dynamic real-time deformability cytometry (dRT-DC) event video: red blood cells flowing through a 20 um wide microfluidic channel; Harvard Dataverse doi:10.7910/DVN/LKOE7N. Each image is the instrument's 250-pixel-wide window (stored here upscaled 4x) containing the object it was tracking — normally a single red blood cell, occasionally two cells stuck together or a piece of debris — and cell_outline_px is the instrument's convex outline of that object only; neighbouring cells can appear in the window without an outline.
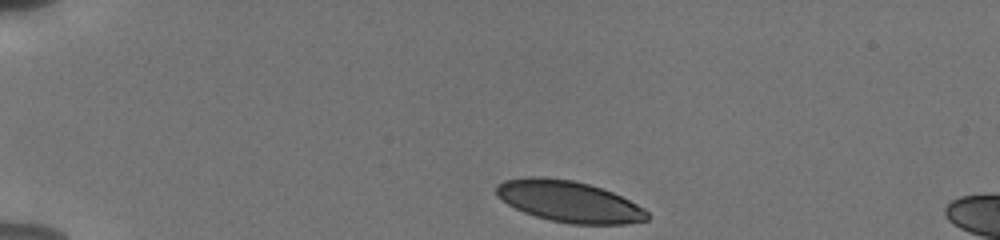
{"species": "human", "species_latin": "Homo sapiens", "temperature_condition": "cold", "stored_images_in_passage": 40, "camera_frame_rate_fps": 3000, "um_per_image_px": 0.085, "donor": {"sex": "male"}, "frame": {"image": 1, "passage_image": 1, "time_ms": 0.0, "image_size_px": [1000, 240], "cell_outline_px": [[648, 220], [624, 224], [568, 224], [536, 216], [524, 212], [508, 204], [496, 196], [496, 184], [504, 180], [528, 176], [544, 176], [572, 180], [588, 184], [612, 192], [644, 208], [648, 212]], "centroid_in_image_um": [48.33, 17.11], "position_along_channel_um": 36.7, "area_um2": 36.24}}
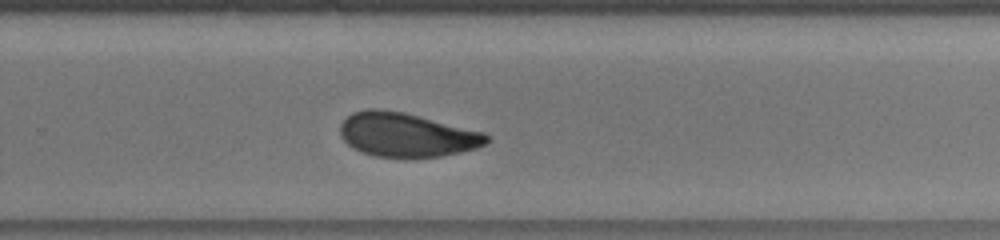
{"frame": {"image": 2, "passage_image": 27, "time_ms": 8.667, "image_size_px": [1000, 240], "cell_outline_px": [[488, 144], [476, 148], [460, 152], [440, 156], [376, 156], [360, 152], [352, 148], [340, 136], [340, 124], [352, 112], [368, 108], [380, 108], [404, 112], [484, 132], [488, 136]], "centroid_in_image_um": [34.53, 11.44], "position_along_channel_um": 295.3, "area_um2": 37.4}}
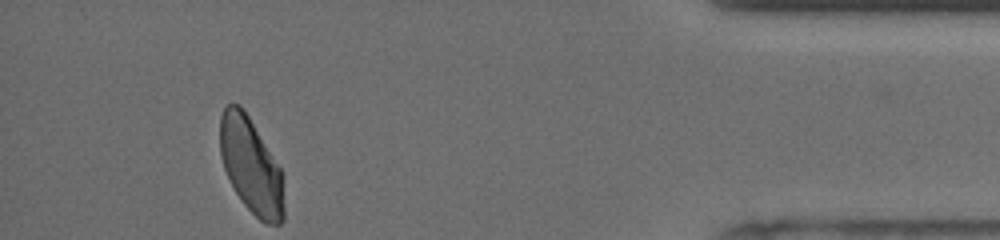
{"frame": {"image": 3, "passage_image": 40, "time_ms": 13.0, "image_size_px": [1000, 240], "cell_outline_px": [[284, 220], [280, 224], [264, 224], [244, 204], [236, 192], [224, 168], [220, 156], [220, 116], [224, 108], [228, 104], [240, 104], [244, 108], [280, 168], [284, 208]], "centroid_in_image_um": [21.32, 14.08], "position_along_channel_um": 413.9, "area_um2": 35.26}, "authors_computed_cell_mechanics": {"area_um2": 38.2058, "velocity_mm_per_s": 3.7758, "shape_relaxation_time_tau1_ms": 6.0971, "shape_relaxation_time_tau2_ms": 2.0273, "deformation_change_tau1": 0.1385, "deformation_change_tau2": 0.0741}}